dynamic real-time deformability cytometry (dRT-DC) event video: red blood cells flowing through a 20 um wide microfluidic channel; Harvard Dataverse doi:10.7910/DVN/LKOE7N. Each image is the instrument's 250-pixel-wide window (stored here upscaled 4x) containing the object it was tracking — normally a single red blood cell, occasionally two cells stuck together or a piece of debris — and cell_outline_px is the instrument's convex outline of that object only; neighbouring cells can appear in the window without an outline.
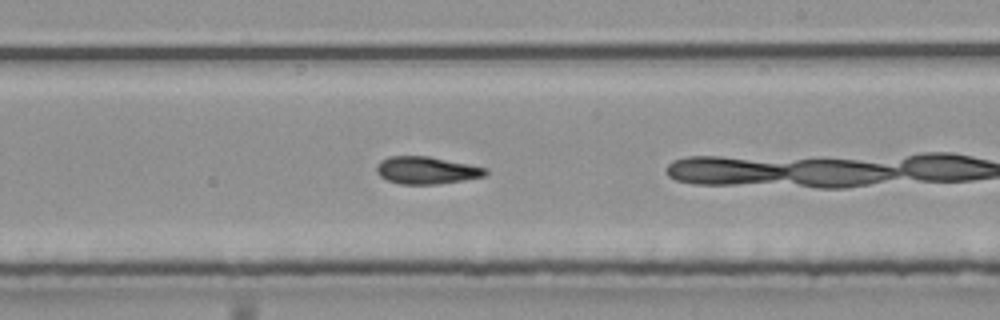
{"species": "common noctule bat (a hibernating species)", "species_latin": "Nyctalus noctula", "temperature_condition": "room temperature", "stored_images_in_passage": 19, "camera_frame_rate_fps": 3000, "um_per_image_px": 0.085, "animal": {"sex": "male", "body_mass_g": 20.4}, "frame": {"image": 1, "passage_image": 14, "time_ms": 4.333, "image_size_px": [1000, 320], "cell_outline_px": [[488, 172], [484, 176], [464, 180], [440, 184], [400, 184], [388, 180], [380, 176], [376, 172], [376, 168], [380, 160], [388, 156], [428, 156], [488, 168]], "centroid_in_image_um": [36.24, 14.47], "position_along_channel_um": 252.8, "area_um2": 17.4}}